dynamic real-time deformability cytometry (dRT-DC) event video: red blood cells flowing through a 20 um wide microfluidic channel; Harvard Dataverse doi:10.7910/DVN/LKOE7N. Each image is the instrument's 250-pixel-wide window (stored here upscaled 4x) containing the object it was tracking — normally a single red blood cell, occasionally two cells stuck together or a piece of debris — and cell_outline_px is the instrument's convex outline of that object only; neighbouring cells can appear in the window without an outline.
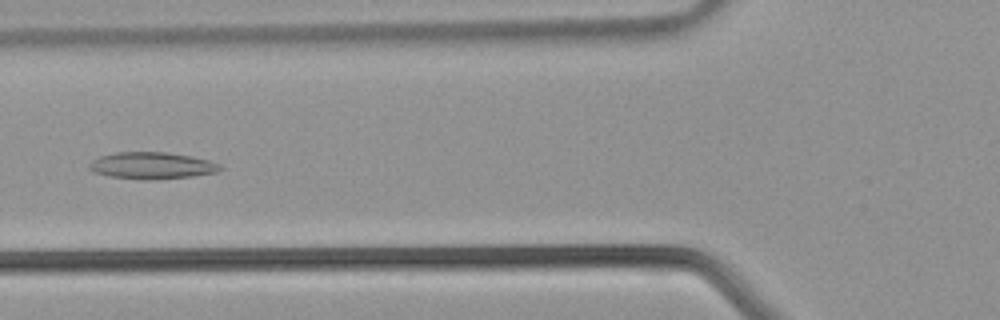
{"species": "common noctule bat (a hibernating species)", "species_latin": "Nyctalus noctula", "temperature_condition": "warm", "stored_images_in_passage": 40, "camera_frame_rate_fps": 3000, "um_per_image_px": 0.085, "animal": {"sex": "male", "body_mass_g": 21.5, "forearm_length_mm": 52.0}, "frame": {"image": 1, "passage_image": 15, "time_ms": 4.667, "image_size_px": [1000, 320], "cell_outline_px": [[224, 168], [216, 172], [192, 176], [152, 180], [144, 180], [112, 176], [92, 172], [88, 168], [88, 164], [92, 160], [100, 156], [116, 152], [164, 152], [192, 156], [208, 160], [220, 164]], "centroid_in_image_um": [12.9, 14.07], "position_along_channel_um": 112.9, "area_um2": 20.46}}
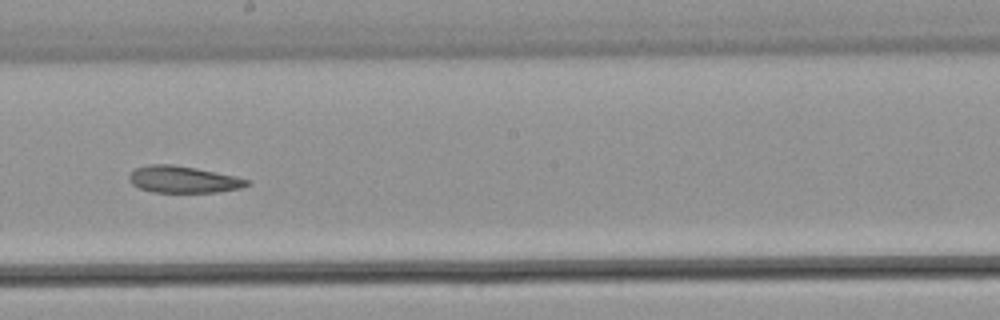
{"frame": {"image": 2, "passage_image": 22, "time_ms": 7.0, "image_size_px": [1000, 320], "cell_outline_px": [[252, 184], [240, 188], [216, 192], [152, 192], [140, 188], [132, 184], [128, 180], [128, 176], [136, 168], [148, 164], [172, 164], [196, 168], [236, 176], [248, 180]], "centroid_in_image_um": [15.57, 15.25], "position_along_channel_um": 232.6, "area_um2": 18.38}}
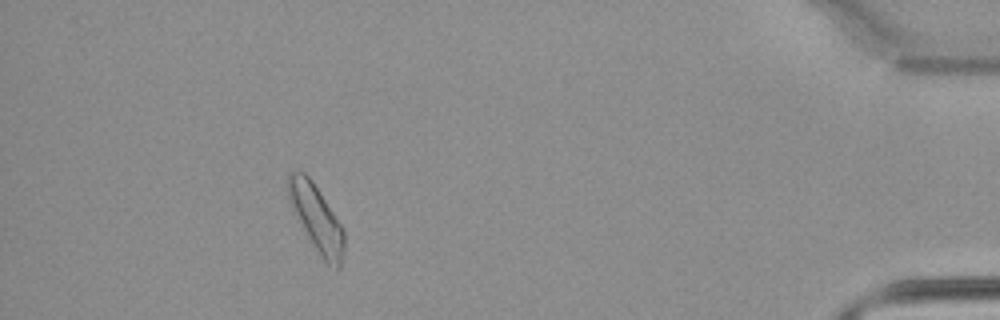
{"frame": {"image": 3, "passage_image": 36, "time_ms": 11.667, "image_size_px": [1000, 320], "cell_outline_px": [[344, 252], [340, 268], [336, 272], [320, 256], [308, 236], [292, 208], [288, 200], [288, 172], [296, 168], [300, 168], [312, 180], [344, 228]], "centroid_in_image_um": [26.91, 18.53], "position_along_channel_um": 408.3, "area_um2": 21.79}}